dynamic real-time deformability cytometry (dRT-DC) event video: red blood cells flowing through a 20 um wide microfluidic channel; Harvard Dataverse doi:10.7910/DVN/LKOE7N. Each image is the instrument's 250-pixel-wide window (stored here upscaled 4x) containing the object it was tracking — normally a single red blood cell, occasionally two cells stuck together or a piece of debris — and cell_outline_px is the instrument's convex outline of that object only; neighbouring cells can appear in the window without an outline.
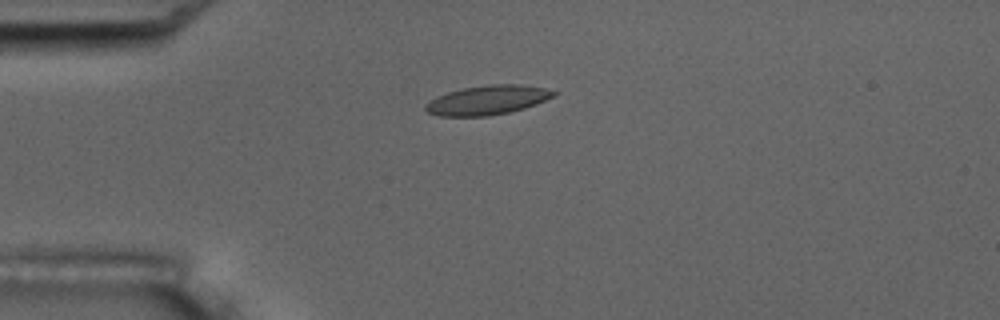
{"species": "common noctule bat (a hibernating species)", "species_latin": "Nyctalus noctula", "temperature_condition": "room temperature", "stored_images_in_passage": 8, "camera_frame_rate_fps": 3000, "um_per_image_px": 0.085, "animal": {"sex": "male", "body_mass_g": 17.5, "forearm_length_mm": 52.3}, "frame": {"image": 1, "passage_image": 5, "time_ms": 4.667, "image_size_px": [1000, 320], "cell_outline_px": [[556, 96], [536, 104], [524, 108], [508, 112], [488, 116], [440, 116], [428, 112], [424, 108], [424, 104], [428, 100], [436, 96], [448, 92], [464, 88], [488, 84], [520, 84], [544, 88], [556, 92]], "centroid_in_image_um": [41.41, 8.5], "position_along_channel_um": 43.6, "area_um2": 21.91}}